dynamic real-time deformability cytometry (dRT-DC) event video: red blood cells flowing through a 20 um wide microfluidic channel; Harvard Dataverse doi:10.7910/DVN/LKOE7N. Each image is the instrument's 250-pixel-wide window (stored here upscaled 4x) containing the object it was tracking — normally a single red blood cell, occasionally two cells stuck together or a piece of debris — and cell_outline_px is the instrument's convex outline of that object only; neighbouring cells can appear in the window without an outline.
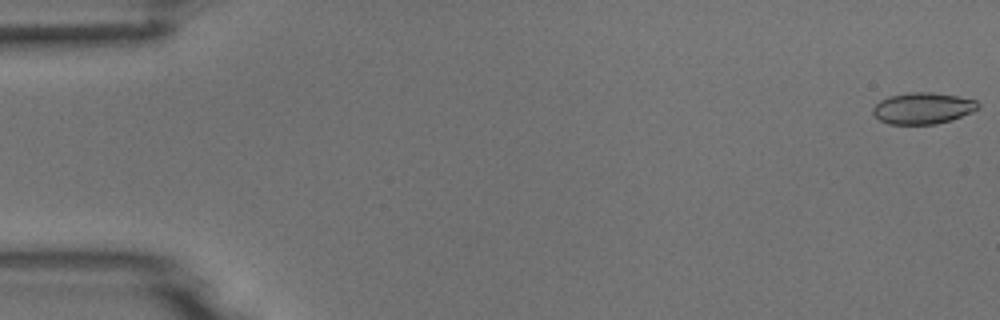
{"species": "common noctule bat (a hibernating species)", "species_latin": "Nyctalus noctula", "temperature_condition": "room temperature", "stored_images_in_passage": 53, "camera_frame_rate_fps": 3000, "um_per_image_px": 0.085, "animal": {"sex": "male", "body_mass_g": 18.8}, "frame": {"image": 1, "passage_image": 1, "time_ms": 0.0, "image_size_px": [1000, 320], "cell_outline_px": [[980, 108], [972, 112], [952, 120], [936, 124], [888, 124], [880, 120], [872, 112], [872, 108], [880, 100], [888, 96], [908, 92], [932, 92], [956, 96], [976, 100], [980, 104]], "centroid_in_image_um": [78.45, 9.2], "position_along_channel_um": 6.6, "area_um2": 19.36}}
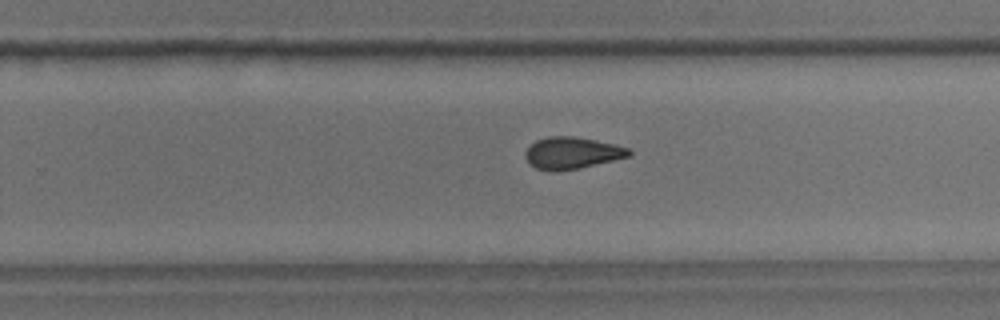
{"frame": {"image": 2, "passage_image": 34, "time_ms": 11.0, "image_size_px": [1000, 320], "cell_outline_px": [[632, 152], [628, 156], [580, 168], [556, 172], [552, 172], [536, 168], [528, 164], [524, 156], [524, 152], [536, 140], [548, 136], [572, 136], [596, 140], [632, 148]], "centroid_in_image_um": [48.58, 13.01], "position_along_channel_um": 281.2, "area_um2": 19.36}}
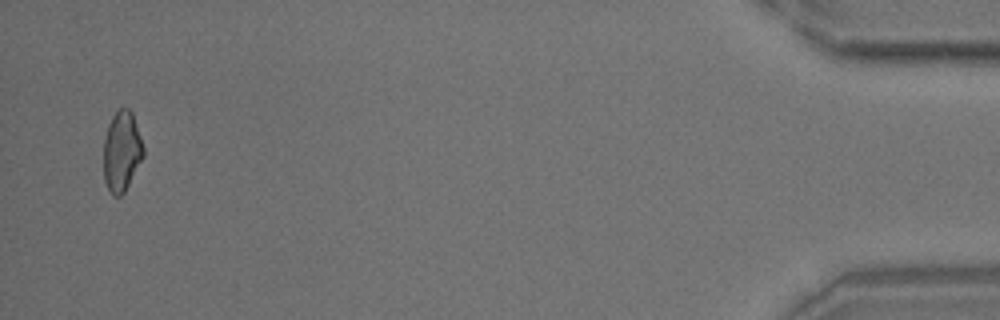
{"frame": {"image": 3, "passage_image": 52, "time_ms": 17.0, "image_size_px": [1000, 320], "cell_outline_px": [[144, 156], [124, 192], [120, 196], [112, 196], [104, 180], [104, 140], [108, 124], [112, 116], [120, 108], [128, 108], [132, 112], [144, 148]], "centroid_in_image_um": [10.34, 12.86], "position_along_channel_um": 424.9, "area_um2": 18.5}}